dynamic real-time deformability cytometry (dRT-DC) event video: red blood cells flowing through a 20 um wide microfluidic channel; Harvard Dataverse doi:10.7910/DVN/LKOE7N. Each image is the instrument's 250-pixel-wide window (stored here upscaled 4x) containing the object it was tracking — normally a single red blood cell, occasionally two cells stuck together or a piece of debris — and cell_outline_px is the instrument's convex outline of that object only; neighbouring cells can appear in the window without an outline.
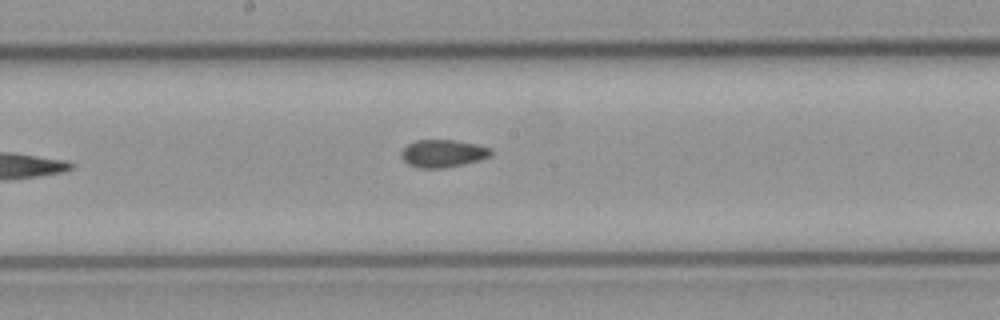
{"species": "common noctule bat (a hibernating species)", "species_latin": "Nyctalus noctula", "temperature_condition": "cold", "stored_images_in_passage": 10, "camera_frame_rate_fps": 3000, "um_per_image_px": 0.085, "animal": {"sex": "male", "body_mass_g": 23.1, "forearm_length_mm": 52.7}, "frame": {"image": 1, "passage_image": 10, "time_ms": 3.0, "image_size_px": [1000, 320], "cell_outline_px": [[492, 156], [444, 168], [420, 168], [408, 164], [400, 156], [400, 152], [408, 144], [416, 140], [456, 140], [476, 144], [492, 148]], "centroid_in_image_um": [37.63, 13.03], "position_along_channel_um": 210.6, "area_um2": 14.33}}